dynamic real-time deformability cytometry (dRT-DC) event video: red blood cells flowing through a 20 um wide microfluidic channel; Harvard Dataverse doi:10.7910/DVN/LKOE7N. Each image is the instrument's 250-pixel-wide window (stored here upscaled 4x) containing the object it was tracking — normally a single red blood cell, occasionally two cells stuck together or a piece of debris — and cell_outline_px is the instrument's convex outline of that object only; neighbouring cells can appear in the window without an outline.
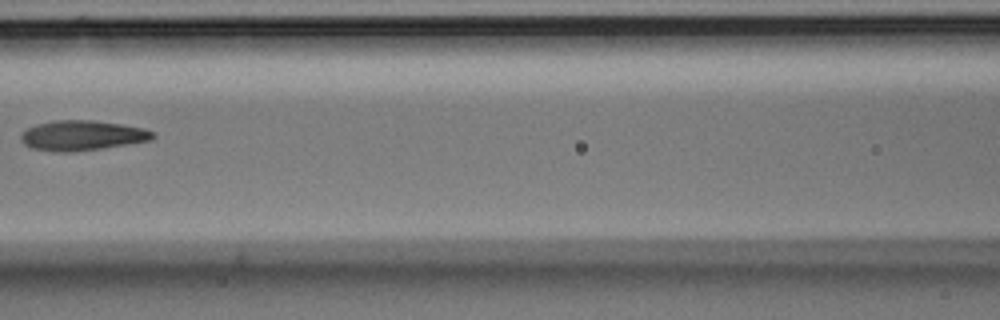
{"species": "Egyptian fruit bat (a non-hibernating species)", "species_latin": "Rousettus aegyptiacus", "temperature_condition": "room temperature", "stored_images_in_passage": 9, "camera_frame_rate_fps": 3000, "um_per_image_px": 0.085, "animal": {"sex": "male"}, "frame": {"image": 1, "passage_image": 9, "time_ms": 2.667, "image_size_px": [1000, 320], "cell_outline_px": [[156, 136], [152, 140], [104, 148], [72, 152], [56, 152], [32, 148], [24, 144], [20, 140], [20, 136], [28, 128], [36, 124], [56, 120], [92, 120], [120, 124], [144, 128], [156, 132]], "centroid_in_image_um": [7.01, 11.52], "position_along_channel_um": 159.6, "area_um2": 23.18}}